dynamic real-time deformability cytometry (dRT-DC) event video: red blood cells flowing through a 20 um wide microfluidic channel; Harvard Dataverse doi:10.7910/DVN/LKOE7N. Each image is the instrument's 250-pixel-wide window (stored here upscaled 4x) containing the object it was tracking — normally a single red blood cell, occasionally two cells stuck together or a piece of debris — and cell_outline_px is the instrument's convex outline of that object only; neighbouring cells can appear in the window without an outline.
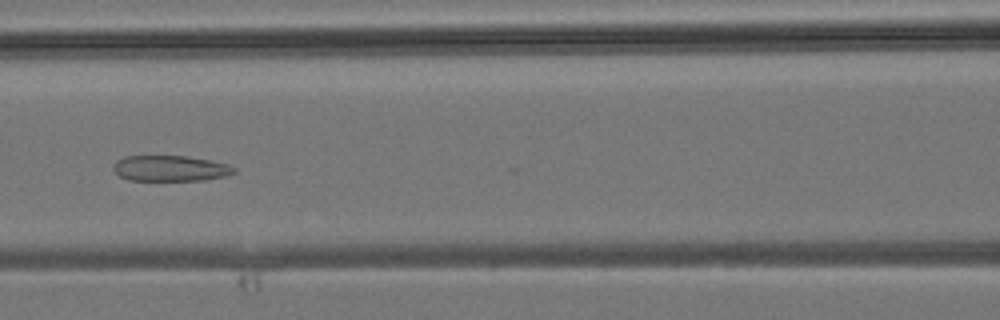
{"species": "common noctule bat (a hibernating species)", "species_latin": "Nyctalus noctula", "temperature_condition": "room temperature", "stored_images_in_passage": 32, "camera_frame_rate_fps": 3000, "um_per_image_px": 0.085, "animal": {"sex": "male", "body_mass_g": 19.2, "forearm_length_mm": 51.8}, "frame": {"image": 1, "passage_image": 10, "time_ms": 3.0, "image_size_px": [1000, 320], "cell_outline_px": [[236, 172], [224, 176], [204, 180], [128, 180], [120, 176], [112, 168], [116, 160], [124, 156], [188, 156], [228, 164], [236, 168]], "centroid_in_image_um": [14.46, 14.31], "position_along_channel_um": 152.1, "area_um2": 18.03}}
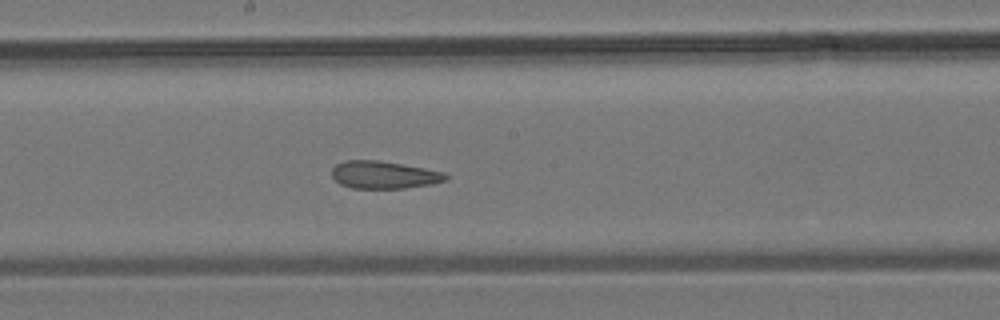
{"frame": {"image": 2, "passage_image": 14, "time_ms": 4.333, "image_size_px": [1000, 320], "cell_outline_px": [[448, 176], [444, 180], [432, 184], [404, 188], [352, 188], [340, 184], [332, 176], [332, 168], [336, 164], [344, 160], [376, 160], [424, 168], [444, 172]], "centroid_in_image_um": [32.6, 14.86], "position_along_channel_um": 215.6, "area_um2": 18.09}}
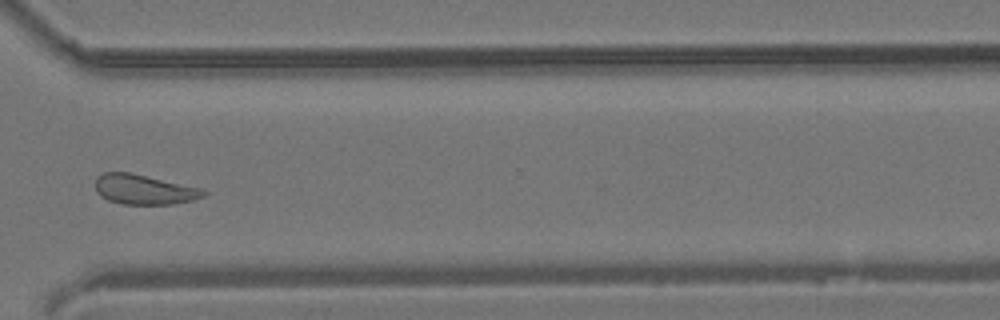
{"frame": {"image": 3, "passage_image": 23, "time_ms": 7.333, "image_size_px": [1000, 320], "cell_outline_px": [[208, 192], [204, 196], [192, 200], [172, 204], [120, 204], [108, 200], [100, 196], [96, 192], [96, 176], [104, 172], [128, 172], [204, 188]], "centroid_in_image_um": [12.25, 16.11], "position_along_channel_um": 358.3, "area_um2": 18.96}}